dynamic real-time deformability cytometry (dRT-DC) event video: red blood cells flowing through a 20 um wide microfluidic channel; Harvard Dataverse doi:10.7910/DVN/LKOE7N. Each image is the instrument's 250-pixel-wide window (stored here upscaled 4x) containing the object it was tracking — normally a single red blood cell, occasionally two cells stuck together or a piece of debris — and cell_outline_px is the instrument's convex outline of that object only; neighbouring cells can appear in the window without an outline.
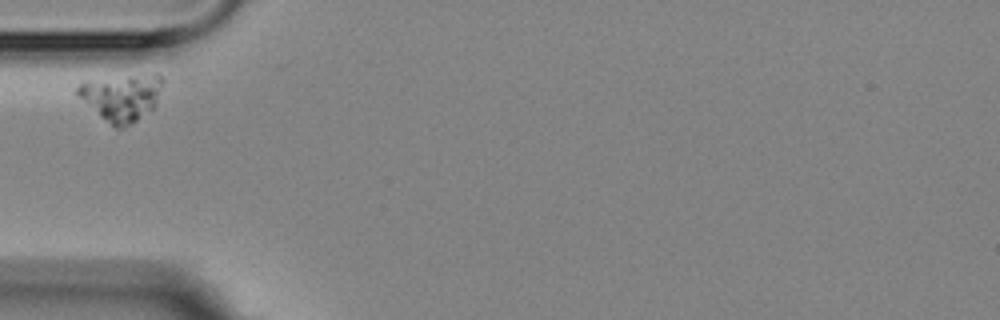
{"species": "Egyptian fruit bat (a non-hibernating species)", "species_latin": "Rousettus aegyptiacus", "temperature_condition": "room temperature", "stored_images_in_passage": 3, "camera_frame_rate_fps": 3000, "um_per_image_px": 0.085, "animal": {"sex": "female"}, "frame": {"image": 1, "passage_image": 1, "time_ms": 0.0, "image_size_px": [1000, 320], "cell_outline_px": [[164, 80], [156, 108], [124, 128], [116, 128], [100, 116], [76, 96], [76, 88], [80, 84], [152, 72], [160, 72]], "centroid_in_image_um": [10.43, 8.28], "position_along_channel_um": 74.6, "area_um2": 23.18}}
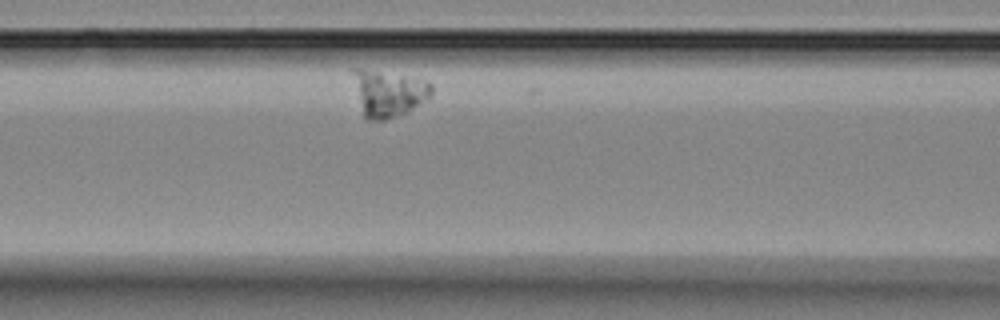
{"frame": {"image": 2, "passage_image": 3, "time_ms": 2.0, "image_size_px": [1000, 320], "cell_outline_px": [[432, 96], [428, 100], [408, 112], [388, 120], [364, 120], [352, 72], [352, 68], [364, 68], [428, 80], [432, 84]], "centroid_in_image_um": [33.06, 7.94], "position_along_channel_um": 133.5, "area_um2": 21.56}}